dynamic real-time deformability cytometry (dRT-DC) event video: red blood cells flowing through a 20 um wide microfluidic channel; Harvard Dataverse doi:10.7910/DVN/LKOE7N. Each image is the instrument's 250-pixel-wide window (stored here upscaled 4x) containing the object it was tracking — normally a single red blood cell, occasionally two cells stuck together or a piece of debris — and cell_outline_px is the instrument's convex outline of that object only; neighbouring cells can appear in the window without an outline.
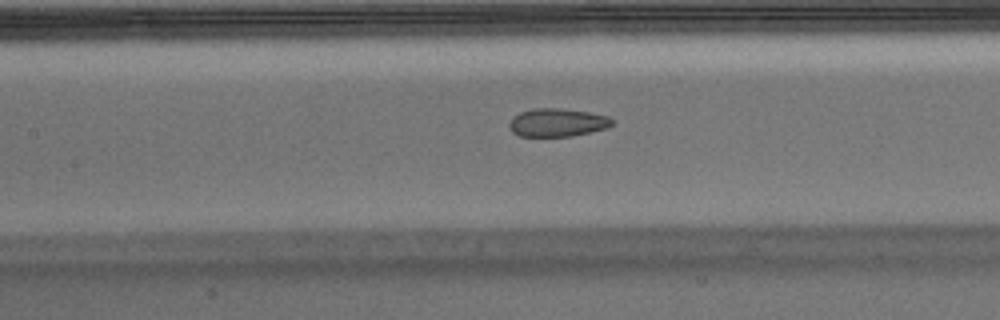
{"species": "Egyptian fruit bat (a non-hibernating species)", "species_latin": "Rousettus aegyptiacus", "temperature_condition": "warm", "stored_images_in_passage": 53, "camera_frame_rate_fps": 3000, "um_per_image_px": 0.085, "animal": {"sex": "male"}, "frame": {"image": 1, "passage_image": 24, "time_ms": 7.667, "image_size_px": [1000, 320], "cell_outline_px": [[612, 124], [608, 128], [572, 136], [520, 136], [512, 132], [508, 128], [508, 124], [512, 116], [520, 112], [532, 108], [560, 108], [588, 112], [608, 116], [612, 120]], "centroid_in_image_um": [47.33, 10.41], "position_along_channel_um": 160.1, "area_um2": 16.99}}
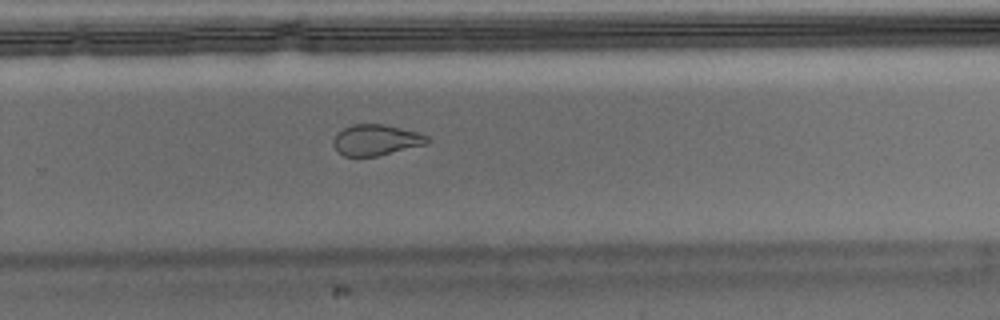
{"frame": {"image": 2, "passage_image": 35, "time_ms": 11.333, "image_size_px": [1000, 320], "cell_outline_px": [[428, 144], [376, 156], [344, 156], [336, 152], [332, 144], [332, 140], [344, 128], [352, 124], [384, 124], [420, 132], [428, 136]], "centroid_in_image_um": [31.96, 11.9], "position_along_channel_um": 297.8, "area_um2": 16.99}}
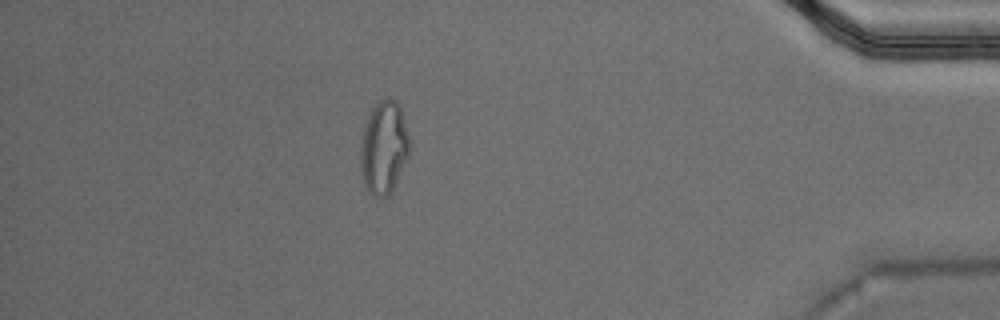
{"frame": {"image": 3, "passage_image": 47, "time_ms": 15.333, "image_size_px": [1000, 320], "cell_outline_px": [[408, 156], [388, 196], [372, 196], [364, 184], [360, 160], [360, 148], [368, 116], [376, 104], [380, 100], [388, 96], [396, 100], [400, 104], [408, 136]], "centroid_in_image_um": [32.62, 12.5], "position_along_channel_um": 402.6, "area_um2": 25.89}, "authors_computed_cell_mechanics": {"area_um2": 18.7272, "velocity_mm_per_s": 3.7687, "shape_relaxation_time_tau1_ms": null, "shape_relaxation_time_tau2_ms": 1.6482, "deformation_change_tau1": null, "deformation_change_tau2": 0.0764}}